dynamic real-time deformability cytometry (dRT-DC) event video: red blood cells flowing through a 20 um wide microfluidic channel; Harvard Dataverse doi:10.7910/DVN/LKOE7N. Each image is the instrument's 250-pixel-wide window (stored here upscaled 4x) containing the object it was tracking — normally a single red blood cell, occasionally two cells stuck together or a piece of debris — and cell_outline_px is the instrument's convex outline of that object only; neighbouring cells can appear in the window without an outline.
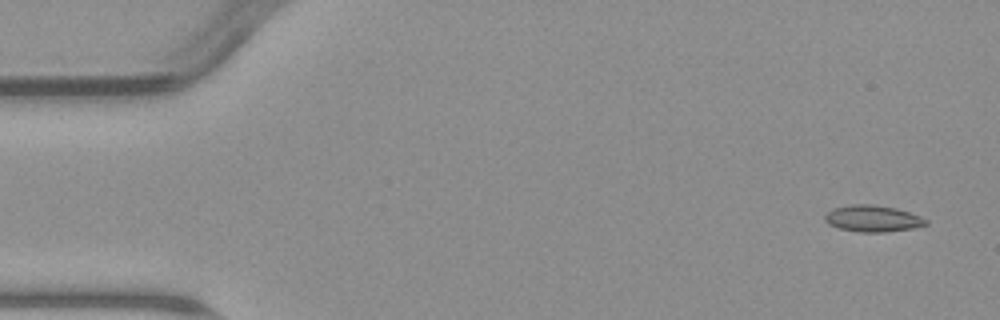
{"species": "common noctule bat (a hibernating species)", "species_latin": "Nyctalus noctula", "temperature_condition": "warm", "stored_images_in_passage": 6, "camera_frame_rate_fps": 3000, "um_per_image_px": 0.085, "animal": {"sex": "male", "body_mass_g": 23.1, "forearm_length_mm": 52.7}, "frame": {"image": 1, "passage_image": 1, "time_ms": 0.0, "image_size_px": [1000, 320], "cell_outline_px": [[928, 224], [912, 228], [884, 232], [860, 232], [840, 228], [828, 224], [824, 220], [824, 216], [832, 208], [852, 204], [872, 204], [896, 208], [920, 216], [928, 220]], "centroid_in_image_um": [74.17, 18.57], "position_along_channel_um": 10.8, "area_um2": 15.55}}
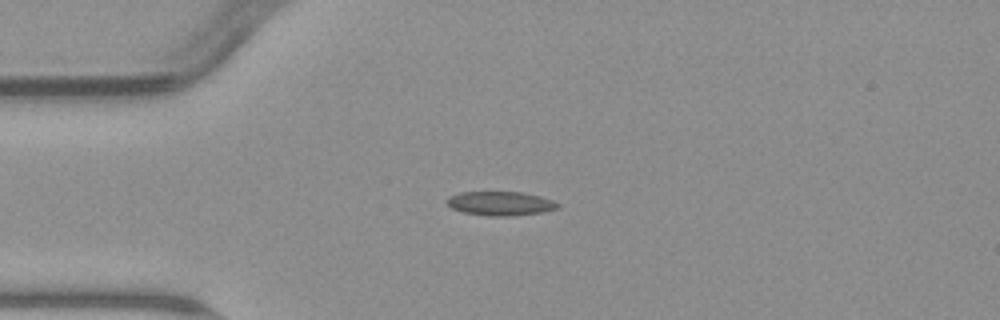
{"frame": {"image": 2, "passage_image": 4, "time_ms": 3.667, "image_size_px": [1000, 320], "cell_outline_px": [[560, 208], [544, 212], [512, 216], [488, 216], [460, 212], [452, 208], [444, 200], [448, 196], [460, 192], [520, 192], [540, 196], [552, 200], [560, 204]], "centroid_in_image_um": [42.52, 17.3], "position_along_channel_um": 42.5, "area_um2": 15.78}}
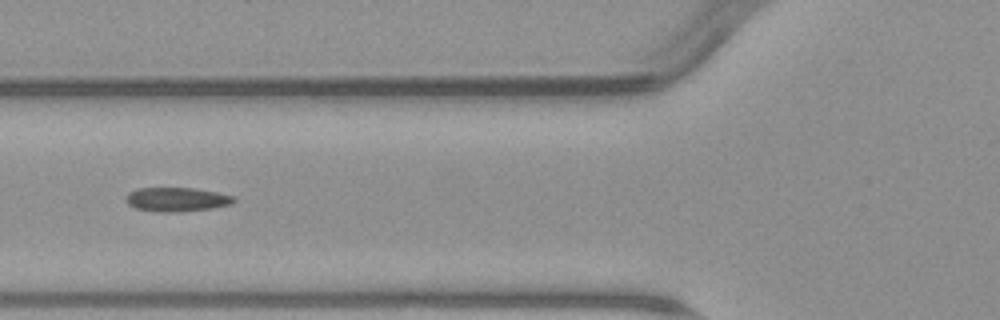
{"frame": {"image": 3, "passage_image": 6, "time_ms": 6.0, "image_size_px": [1000, 320], "cell_outline_px": [[236, 200], [232, 204], [212, 208], [180, 212], [160, 212], [136, 208], [128, 204], [128, 192], [136, 188], [192, 188], [216, 192], [232, 196]], "centroid_in_image_um": [15.03, 16.95], "position_along_channel_um": 110.8, "area_um2": 14.97}}